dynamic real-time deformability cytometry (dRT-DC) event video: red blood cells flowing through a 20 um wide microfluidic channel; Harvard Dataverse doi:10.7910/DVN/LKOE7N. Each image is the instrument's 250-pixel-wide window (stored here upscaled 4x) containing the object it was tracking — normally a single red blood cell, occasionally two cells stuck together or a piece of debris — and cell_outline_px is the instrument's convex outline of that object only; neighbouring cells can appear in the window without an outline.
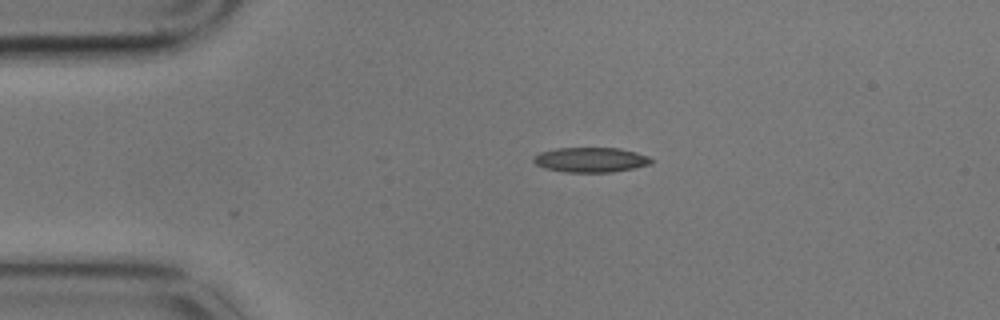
{"species": "common noctule bat (a hibernating species)", "species_latin": "Nyctalus noctula", "temperature_condition": "cold", "stored_images_in_passage": 2, "camera_frame_rate_fps": 3000, "um_per_image_px": 0.085, "animal": {"sex": "male", "body_mass_g": 17.9}, "frame": {"image": 1, "passage_image": 1, "time_ms": 0.0, "image_size_px": [1000, 320], "cell_outline_px": [[656, 160], [652, 164], [612, 172], [564, 172], [544, 168], [536, 164], [532, 160], [532, 156], [540, 152], [556, 148], [620, 148], [636, 152], [648, 156]], "centroid_in_image_um": [50.21, 13.58], "position_along_channel_um": 34.8, "area_um2": 17.22}}